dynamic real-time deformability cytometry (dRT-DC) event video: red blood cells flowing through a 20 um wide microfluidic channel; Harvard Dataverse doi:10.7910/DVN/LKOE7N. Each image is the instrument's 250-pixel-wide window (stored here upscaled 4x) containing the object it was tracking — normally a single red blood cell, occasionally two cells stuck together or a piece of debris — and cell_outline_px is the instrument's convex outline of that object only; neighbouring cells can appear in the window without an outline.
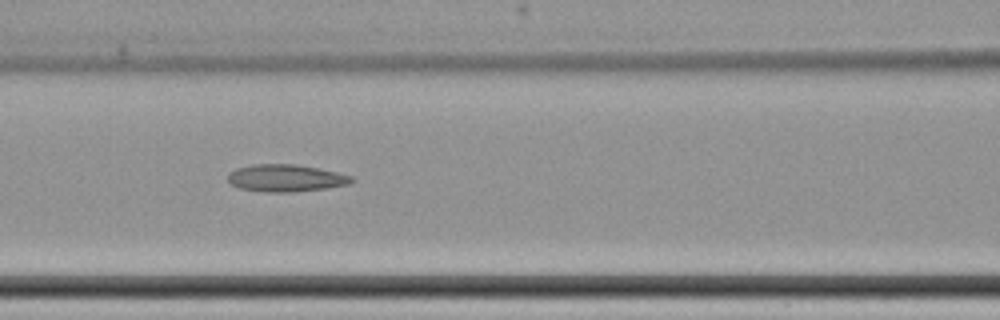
{"species": "common noctule bat (a hibernating species)", "species_latin": "Nyctalus noctula", "temperature_condition": "cold", "stored_images_in_passage": 10, "camera_frame_rate_fps": 3000, "um_per_image_px": 0.085, "animal": {"sex": "female", "body_mass_g": 22.7, "forearm_length_mm": 54.2}, "frame": {"image": 1, "passage_image": 9, "time_ms": 9.667, "image_size_px": [1000, 320], "cell_outline_px": [[356, 180], [348, 184], [328, 188], [292, 192], [264, 192], [240, 188], [232, 184], [228, 180], [228, 172], [236, 168], [252, 164], [296, 164], [320, 168], [352, 176]], "centroid_in_image_um": [24.3, 15.13], "position_along_channel_um": 142.3, "area_um2": 19.77}}
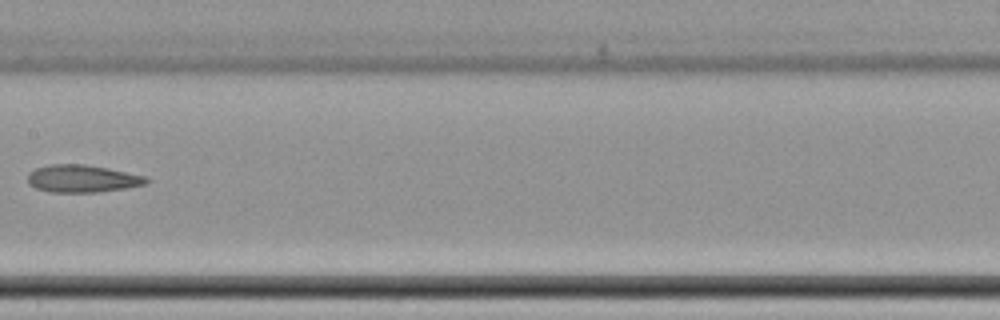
{"frame": {"image": 2, "passage_image": 10, "time_ms": 11.333, "image_size_px": [1000, 320], "cell_outline_px": [[152, 180], [148, 184], [100, 192], [52, 192], [36, 188], [28, 184], [28, 172], [36, 168], [48, 164], [84, 164], [108, 168], [144, 176]], "centroid_in_image_um": [7.0, 15.18], "position_along_channel_um": 200.4, "area_um2": 19.07}}